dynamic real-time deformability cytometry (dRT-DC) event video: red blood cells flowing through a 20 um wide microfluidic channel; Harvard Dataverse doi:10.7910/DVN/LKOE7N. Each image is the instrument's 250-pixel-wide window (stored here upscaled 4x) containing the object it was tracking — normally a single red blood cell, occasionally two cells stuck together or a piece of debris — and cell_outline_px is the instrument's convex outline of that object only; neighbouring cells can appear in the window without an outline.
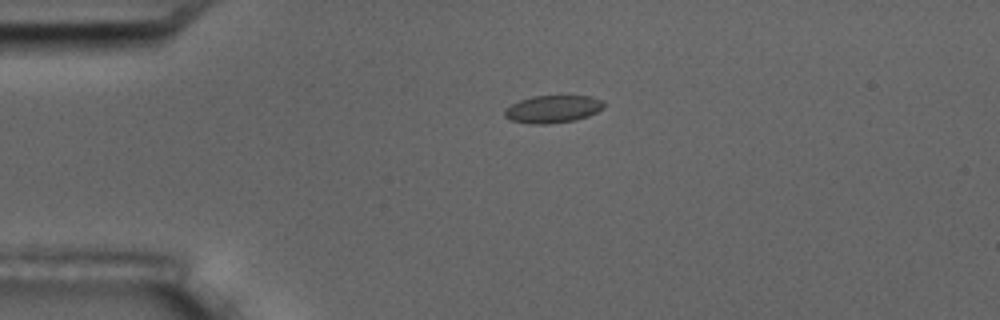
{"species": "common noctule bat (a hibernating species)", "species_latin": "Nyctalus noctula", "temperature_condition": "room temperature", "stored_images_in_passage": 5, "camera_frame_rate_fps": 3000, "um_per_image_px": 0.085, "animal": {"sex": "male", "body_mass_g": 17.5, "forearm_length_mm": 52.3}, "frame": {"image": 1, "passage_image": 5, "time_ms": 5.333, "image_size_px": [1000, 320], "cell_outline_px": [[604, 108], [588, 116], [576, 120], [548, 124], [528, 124], [508, 120], [504, 116], [504, 108], [520, 100], [532, 96], [592, 96], [604, 100]], "centroid_in_image_um": [46.97, 9.28], "position_along_channel_um": 38.0, "area_um2": 16.18}}